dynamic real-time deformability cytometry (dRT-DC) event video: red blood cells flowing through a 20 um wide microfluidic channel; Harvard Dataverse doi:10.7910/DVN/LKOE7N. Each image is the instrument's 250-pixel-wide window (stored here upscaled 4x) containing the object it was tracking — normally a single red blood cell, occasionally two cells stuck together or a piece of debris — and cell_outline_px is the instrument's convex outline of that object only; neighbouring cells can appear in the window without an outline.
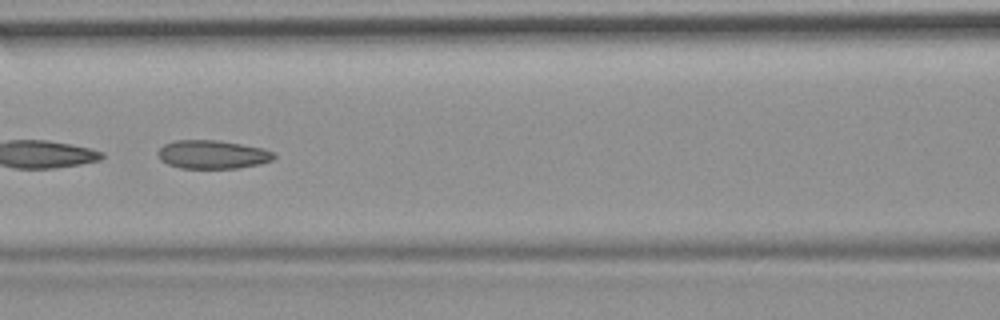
{"species": "common noctule bat (a hibernating species)", "species_latin": "Nyctalus noctula", "temperature_condition": "room temperature", "stored_images_in_passage": 13, "camera_frame_rate_fps": 3000, "um_per_image_px": 0.085, "animal": {"sex": "female", "body_mass_g": 19.9}, "frame": {"image": 1, "passage_image": 6, "time_ms": 6.333, "image_size_px": [1000, 320], "cell_outline_px": [[276, 156], [272, 160], [260, 164], [236, 168], [180, 168], [168, 164], [160, 160], [156, 152], [164, 144], [172, 140], [216, 140], [264, 148], [272, 152]], "centroid_in_image_um": [18.03, 13.13], "position_along_channel_um": 148.6, "area_um2": 19.31}}
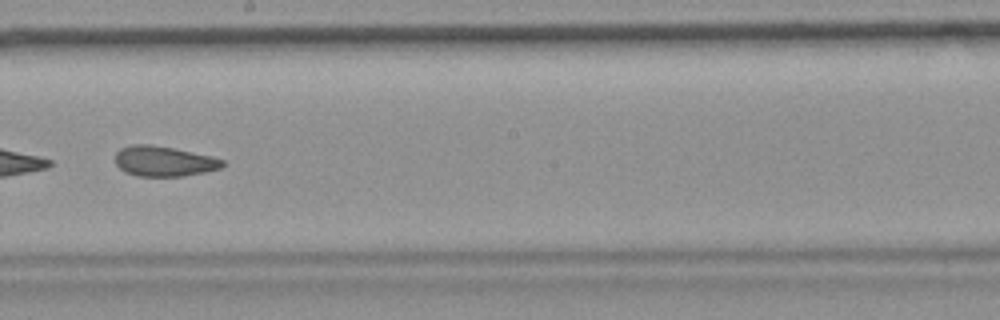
{"frame": {"image": 2, "passage_image": 8, "time_ms": 8.667, "image_size_px": [1000, 320], "cell_outline_px": [[228, 164], [220, 168], [204, 172], [184, 176], [136, 176], [124, 172], [116, 164], [116, 152], [120, 148], [132, 144], [148, 144], [172, 148], [212, 156], [224, 160]], "centroid_in_image_um": [13.94, 13.71], "position_along_channel_um": 234.3, "area_um2": 18.96}, "authors_computed_cell_mechanics": {"area_um2": 19.9988, "velocity_mm_per_s": 3.6885, "shape_relaxation_time_tau1_ms": null, "shape_relaxation_time_tau2_ms": 2.4858, "deformation_change_tau1": null, "deformation_change_tau2": 0.0688}}